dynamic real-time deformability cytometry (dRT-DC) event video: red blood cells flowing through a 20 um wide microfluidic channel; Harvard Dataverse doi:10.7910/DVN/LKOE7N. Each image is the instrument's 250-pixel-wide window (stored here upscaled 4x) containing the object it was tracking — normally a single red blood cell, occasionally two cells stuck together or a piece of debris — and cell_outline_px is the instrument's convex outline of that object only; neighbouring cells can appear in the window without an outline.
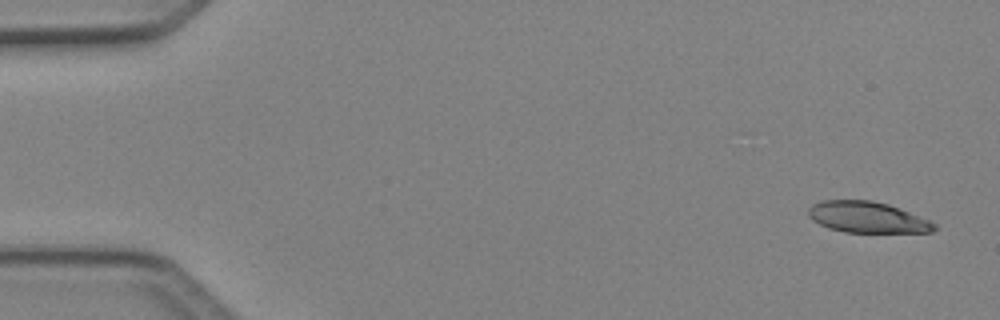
{"species": "Egyptian fruit bat (a non-hibernating species)", "species_latin": "Rousettus aegyptiacus", "temperature_condition": "cold", "stored_images_in_passage": 4, "camera_frame_rate_fps": 3000, "um_per_image_px": 0.085, "animal": {"sex": "female"}, "frame": {"image": 1, "passage_image": 1, "time_ms": 0.0, "image_size_px": [1000, 320], "cell_outline_px": [[936, 228], [932, 232], [844, 232], [828, 228], [812, 220], [808, 216], [808, 208], [812, 204], [824, 200], [872, 200], [888, 204], [928, 220], [936, 224]], "centroid_in_image_um": [73.67, 18.46], "position_along_channel_um": 11.3, "area_um2": 22.66}}
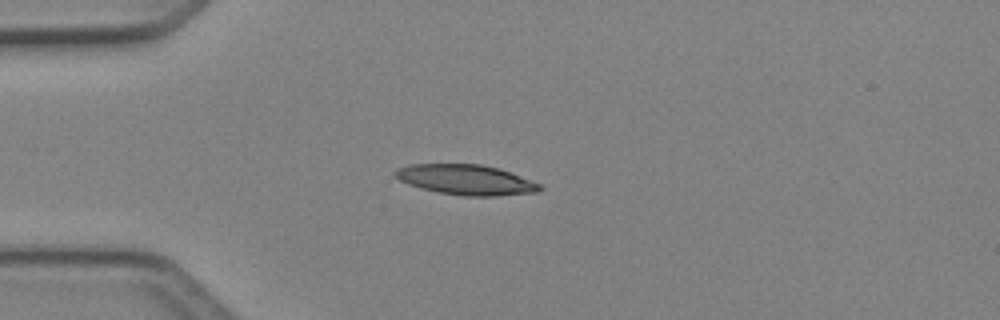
{"frame": {"image": 2, "passage_image": 4, "time_ms": 1.0, "image_size_px": [1000, 320], "cell_outline_px": [[544, 188], [536, 192], [496, 196], [464, 196], [440, 192], [420, 188], [408, 184], [392, 176], [392, 172], [396, 168], [408, 164], [480, 164], [500, 168], [540, 184]], "centroid_in_image_um": [39.56, 15.27], "position_along_channel_um": 45.4, "area_um2": 25.55}}